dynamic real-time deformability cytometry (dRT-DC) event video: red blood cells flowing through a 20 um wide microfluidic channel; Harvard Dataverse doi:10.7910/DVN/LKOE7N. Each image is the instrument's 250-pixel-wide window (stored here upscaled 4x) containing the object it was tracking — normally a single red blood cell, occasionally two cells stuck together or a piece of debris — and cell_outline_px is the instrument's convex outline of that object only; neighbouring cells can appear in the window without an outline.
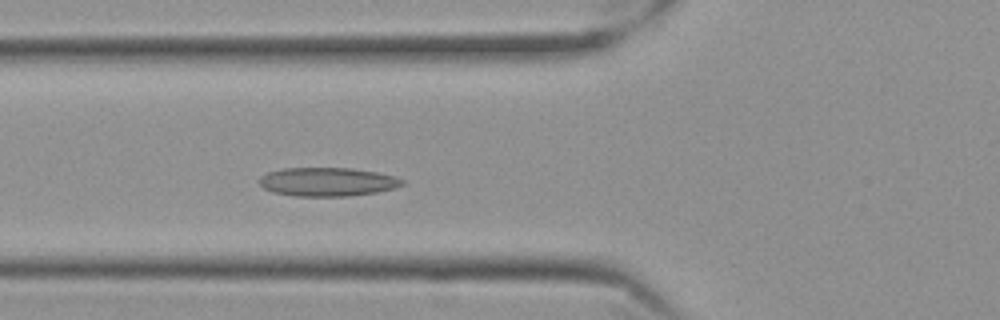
{"species": "Egyptian fruit bat (a non-hibernating species)", "species_latin": "Rousettus aegyptiacus", "temperature_condition": "cold", "stored_images_in_passage": 42, "camera_frame_rate_fps": 3000, "um_per_image_px": 0.085, "frame": {"image": 1, "passage_image": 17, "time_ms": 5.333, "image_size_px": [1000, 320], "cell_outline_px": [[404, 184], [396, 188], [376, 192], [348, 196], [292, 196], [272, 192], [264, 188], [260, 184], [260, 176], [268, 172], [284, 168], [352, 168], [376, 172], [396, 176], [404, 180]], "centroid_in_image_um": [27.85, 15.46], "position_along_channel_um": 98.0, "area_um2": 23.99}}
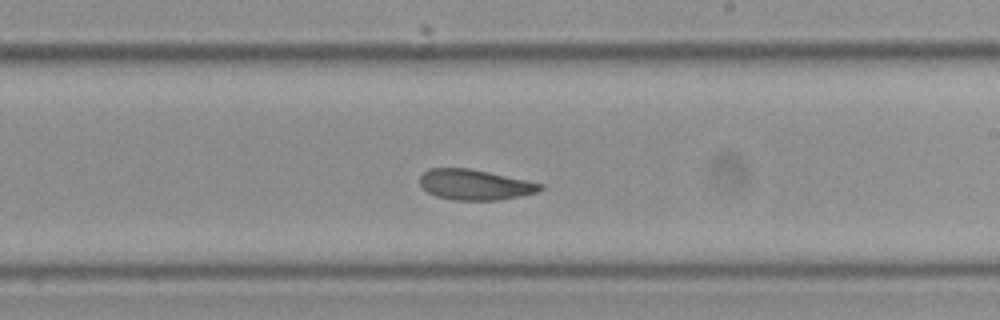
{"frame": {"image": 2, "passage_image": 30, "time_ms": 9.667, "image_size_px": [1000, 320], "cell_outline_px": [[544, 188], [540, 192], [500, 200], [452, 200], [436, 196], [428, 192], [420, 184], [420, 176], [428, 168], [468, 168], [488, 172], [544, 184]], "centroid_in_image_um": [40.38, 15.7], "position_along_channel_um": 248.6, "area_um2": 21.39}}
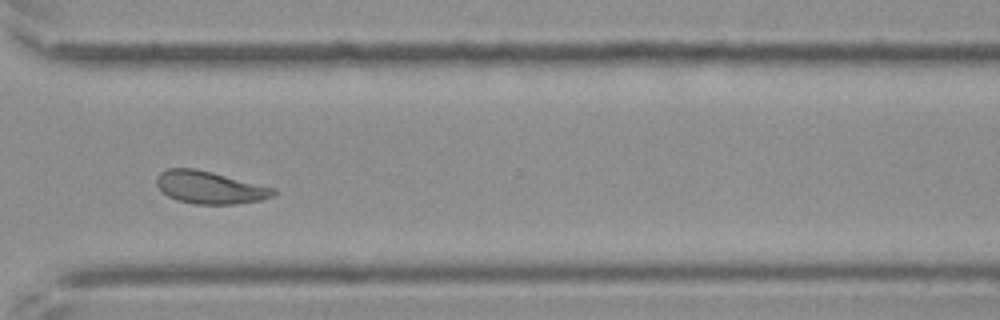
{"frame": {"image": 3, "passage_image": 39, "time_ms": 12.667, "image_size_px": [1000, 320], "cell_outline_px": [[276, 192], [272, 196], [260, 200], [236, 204], [196, 204], [176, 200], [160, 192], [156, 184], [156, 176], [160, 172], [168, 168], [196, 168], [276, 188]], "centroid_in_image_um": [17.79, 15.93], "position_along_channel_um": 352.8, "area_um2": 22.31}, "authors_computed_cell_mechanics": {"area_um2": 22.4553, "velocity_mm_per_s": 3.4677, "shape_relaxation_time_tau1_ms": null, "shape_relaxation_time_tau2_ms": 3.6055, "deformation_change_tau1": null, "deformation_change_tau2": 0.0818}}